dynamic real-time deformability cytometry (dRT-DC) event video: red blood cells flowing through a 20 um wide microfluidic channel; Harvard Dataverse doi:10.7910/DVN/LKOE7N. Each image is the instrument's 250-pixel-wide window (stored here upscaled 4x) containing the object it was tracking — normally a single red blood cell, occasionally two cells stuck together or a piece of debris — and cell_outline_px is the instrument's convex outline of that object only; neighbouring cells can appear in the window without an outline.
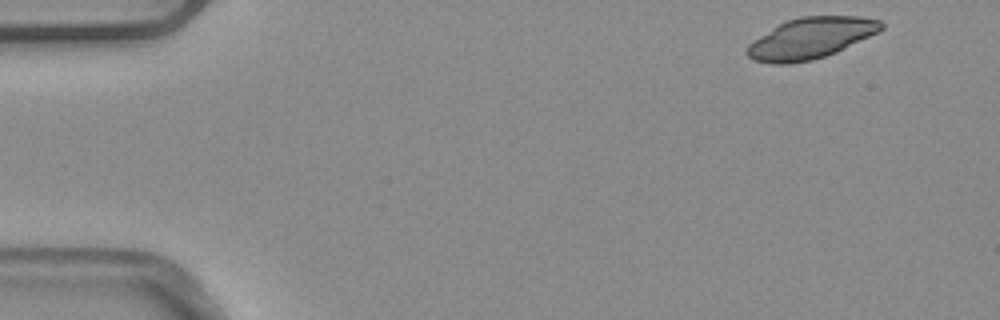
{"species": "common noctule bat (a hibernating species)", "species_latin": "Nyctalus noctula", "temperature_condition": "warm", "stored_images_in_passage": 4, "camera_frame_rate_fps": 3000, "um_per_image_px": 0.085, "animal": {"sex": "male", "body_mass_g": 20.4}, "frame": {"image": 1, "passage_image": 1, "time_ms": 0.0, "image_size_px": [1000, 320], "cell_outline_px": [[884, 28], [880, 32], [836, 52], [812, 60], [788, 64], [772, 64], [752, 60], [744, 52], [748, 44], [772, 28], [788, 20], [800, 16], [860, 16], [880, 20], [884, 24]], "centroid_in_image_um": [68.92, 3.25], "position_along_channel_um": 16.1, "area_um2": 32.14}}